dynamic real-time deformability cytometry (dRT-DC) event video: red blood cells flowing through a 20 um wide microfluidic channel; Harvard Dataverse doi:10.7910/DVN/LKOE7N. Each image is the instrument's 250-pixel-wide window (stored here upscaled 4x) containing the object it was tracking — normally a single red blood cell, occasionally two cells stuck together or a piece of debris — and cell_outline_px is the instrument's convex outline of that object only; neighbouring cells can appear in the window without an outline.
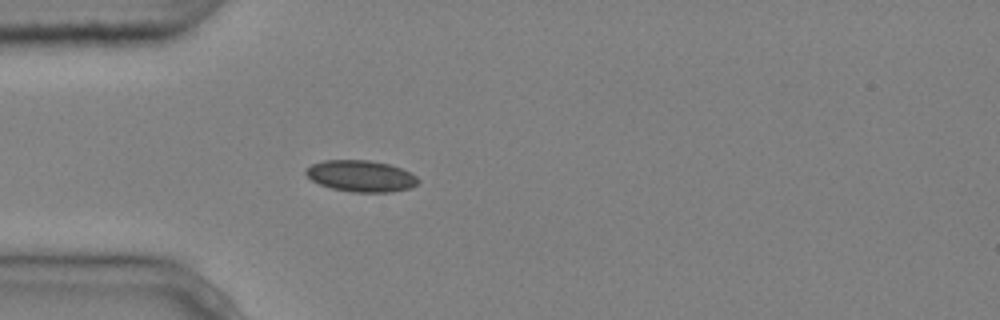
{"species": "common noctule bat (a hibernating species)", "species_latin": "Nyctalus noctula", "temperature_condition": "cold", "stored_images_in_passage": 4, "camera_frame_rate_fps": 3000, "um_per_image_px": 0.085, "animal": {"sex": "male", "body_mass_g": 20.4}, "frame": {"image": 1, "passage_image": 4, "time_ms": 1.0, "image_size_px": [1000, 320], "cell_outline_px": [[420, 180], [412, 188], [392, 192], [352, 192], [332, 188], [320, 184], [312, 180], [304, 172], [312, 164], [324, 160], [368, 160], [388, 164], [400, 168], [416, 176]], "centroid_in_image_um": [30.69, 14.97], "position_along_channel_um": 54.3, "area_um2": 20.4}}